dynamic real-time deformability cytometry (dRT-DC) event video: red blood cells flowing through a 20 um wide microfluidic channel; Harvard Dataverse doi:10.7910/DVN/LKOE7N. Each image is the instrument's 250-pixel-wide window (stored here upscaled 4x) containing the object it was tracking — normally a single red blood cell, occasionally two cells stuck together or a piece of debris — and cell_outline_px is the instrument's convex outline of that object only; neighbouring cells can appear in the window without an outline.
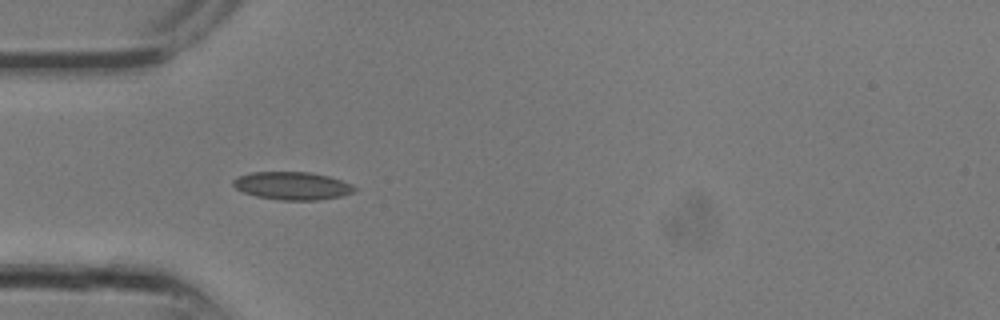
{"species": "common noctule bat (a hibernating species)", "species_latin": "Nyctalus noctula", "temperature_condition": "room temperature", "stored_images_in_passage": 27, "camera_frame_rate_fps": 3000, "um_per_image_px": 0.085, "animal": {"sex": "male", "body_mass_g": 13.3}, "frame": {"image": 1, "passage_image": 8, "time_ms": 2.333, "image_size_px": [1000, 320], "cell_outline_px": [[356, 188], [352, 192], [340, 196], [320, 200], [280, 200], [256, 196], [244, 192], [236, 188], [232, 184], [232, 180], [240, 176], [252, 172], [308, 172], [328, 176], [352, 184]], "centroid_in_image_um": [24.83, 15.79], "position_along_channel_um": 60.2, "area_um2": 19.54}}
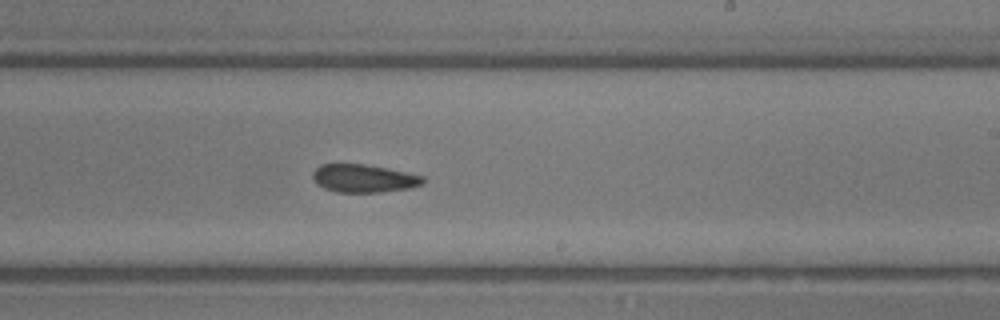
{"frame": {"image": 2, "passage_image": 16, "time_ms": 5.0, "image_size_px": [1000, 320], "cell_outline_px": [[424, 184], [412, 188], [380, 192], [336, 192], [324, 188], [316, 184], [312, 176], [312, 172], [320, 164], [364, 164], [388, 168], [424, 176]], "centroid_in_image_um": [30.92, 15.16], "position_along_channel_um": 258.1, "area_um2": 18.15}}
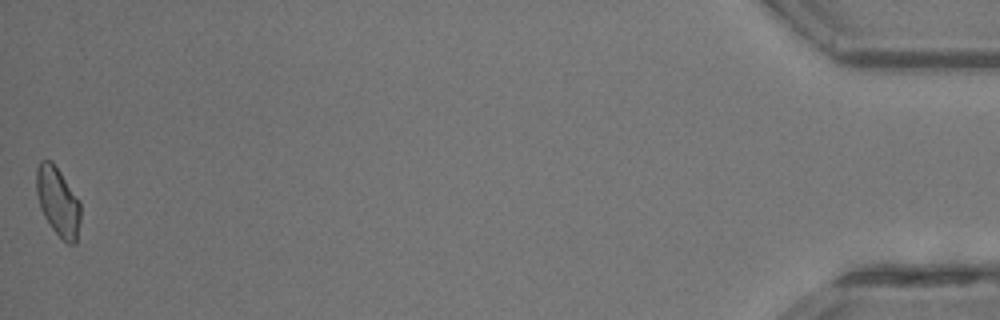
{"frame": {"image": 3, "passage_image": 27, "time_ms": 8.667, "image_size_px": [1000, 320], "cell_outline_px": [[80, 220], [76, 244], [68, 244], [52, 228], [44, 216], [40, 208], [36, 192], [36, 168], [40, 160], [52, 160], [80, 200]], "centroid_in_image_um": [4.92, 17.11], "position_along_channel_um": 430.3, "area_um2": 17.8}}